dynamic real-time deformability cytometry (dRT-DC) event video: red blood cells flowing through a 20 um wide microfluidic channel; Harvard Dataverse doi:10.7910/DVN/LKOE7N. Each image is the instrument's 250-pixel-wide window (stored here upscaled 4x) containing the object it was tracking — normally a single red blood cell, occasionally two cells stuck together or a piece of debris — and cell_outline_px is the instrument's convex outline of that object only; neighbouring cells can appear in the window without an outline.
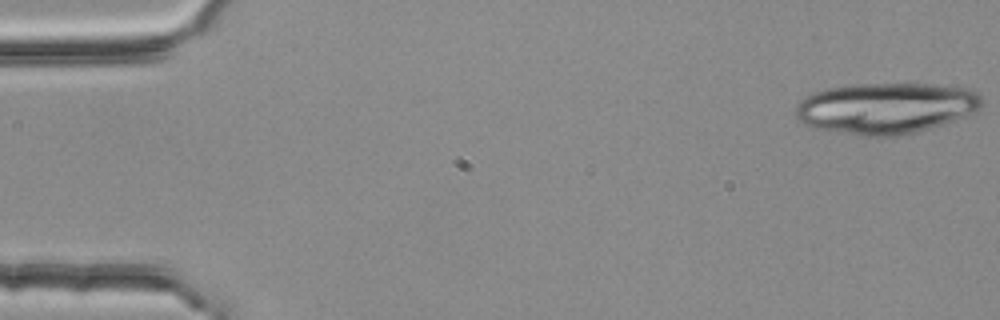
{"species": "common noctule bat (a hibernating species)", "species_latin": "Nyctalus noctula", "temperature_condition": "room temperature", "stored_images_in_passage": 4, "camera_frame_rate_fps": 3000, "um_per_image_px": 0.085, "animal": {"sex": "female", "body_mass_g": 25.1}, "frame": {"image": 1, "passage_image": 1, "time_ms": 0.0, "image_size_px": [1000, 320], "cell_outline_px": [[984, 104], [976, 112], [916, 132], [896, 136], [856, 136], [816, 128], [804, 124], [796, 116], [796, 104], [800, 100], [812, 92], [828, 88], [852, 84], [908, 80], [972, 88], [984, 100]], "centroid_in_image_um": [75.34, 9.13], "position_along_channel_um": 9.7, "area_um2": 57.05}}